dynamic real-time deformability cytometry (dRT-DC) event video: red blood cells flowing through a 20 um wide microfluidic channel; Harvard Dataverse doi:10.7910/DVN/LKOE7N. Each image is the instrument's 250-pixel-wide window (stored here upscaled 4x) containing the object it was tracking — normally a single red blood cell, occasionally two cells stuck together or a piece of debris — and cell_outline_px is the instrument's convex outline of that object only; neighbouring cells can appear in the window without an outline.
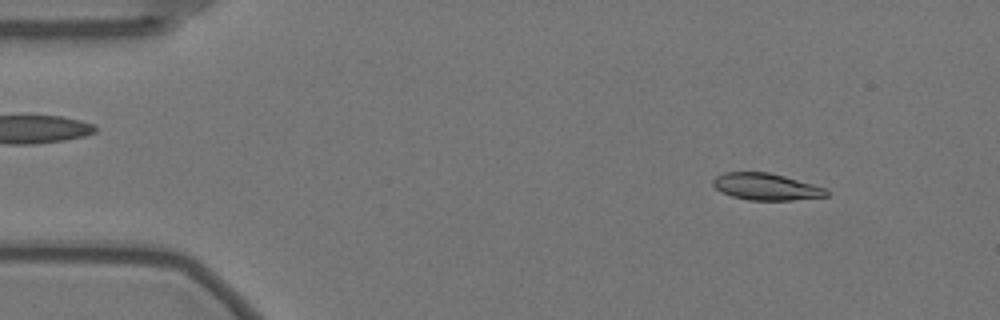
{"species": "Egyptian fruit bat (a non-hibernating species)", "species_latin": "Rousettus aegyptiacus", "temperature_condition": "warm", "stored_images_in_passage": 56, "camera_frame_rate_fps": 3000, "um_per_image_px": 0.085, "animal": {"sex": "female"}, "frame": {"image": 1, "passage_image": 6, "time_ms": 1.667, "image_size_px": [1000, 320], "cell_outline_px": [[828, 196], [792, 200], [748, 200], [732, 196], [720, 192], [712, 184], [712, 180], [716, 176], [724, 172], [768, 172], [784, 176], [812, 184], [824, 188], [828, 192]], "centroid_in_image_um": [65.07, 15.87], "position_along_channel_um": 19.9, "area_um2": 17.63}}
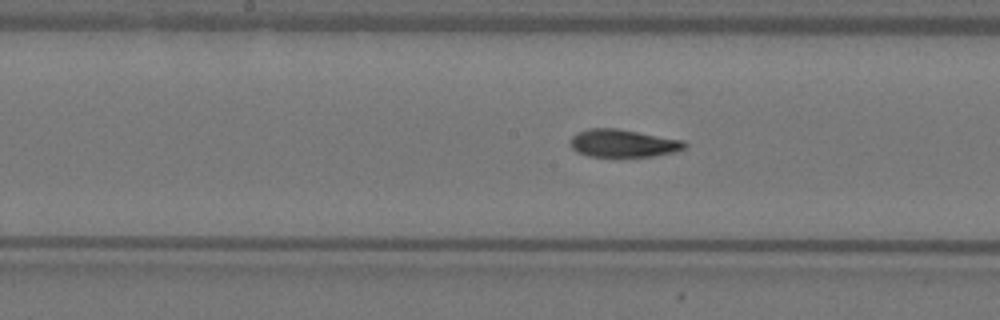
{"frame": {"image": 2, "passage_image": 28, "time_ms": 9.0, "image_size_px": [1000, 320], "cell_outline_px": [[688, 148], [672, 152], [652, 156], [588, 156], [576, 152], [572, 148], [572, 136], [588, 128], [616, 128], [684, 140], [688, 144]], "centroid_in_image_um": [53.0, 12.17], "position_along_channel_um": 195.2, "area_um2": 18.32}}
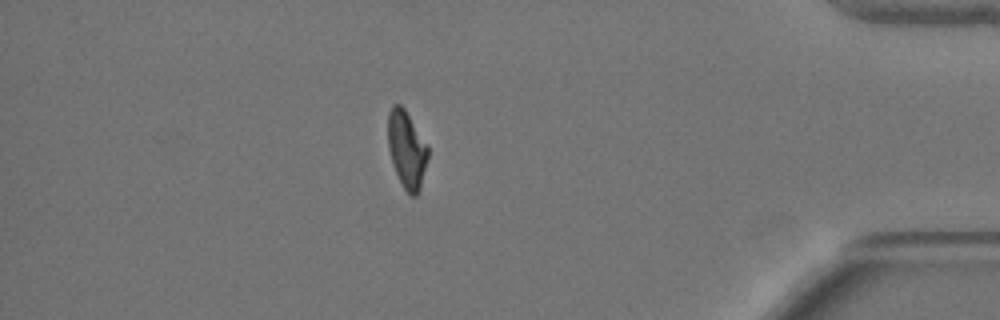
{"frame": {"image": 3, "passage_image": 49, "time_ms": 16.0, "image_size_px": [1000, 320], "cell_outline_px": [[428, 156], [420, 188], [416, 196], [412, 196], [404, 188], [392, 164], [388, 148], [388, 112], [392, 104], [400, 104], [404, 108], [428, 144]], "centroid_in_image_um": [34.56, 12.66], "position_along_channel_um": 400.6, "area_um2": 17.98}, "authors_computed_cell_mechanics": {"area_um2": 18.6983, "velocity_mm_per_s": 3.5235, "shape_relaxation_time_tau1_ms": 8.1718, "shape_relaxation_time_tau2_ms": 1.9325, "deformation_change_tau1": 0.2503, "deformation_change_tau2": 0.0687}}